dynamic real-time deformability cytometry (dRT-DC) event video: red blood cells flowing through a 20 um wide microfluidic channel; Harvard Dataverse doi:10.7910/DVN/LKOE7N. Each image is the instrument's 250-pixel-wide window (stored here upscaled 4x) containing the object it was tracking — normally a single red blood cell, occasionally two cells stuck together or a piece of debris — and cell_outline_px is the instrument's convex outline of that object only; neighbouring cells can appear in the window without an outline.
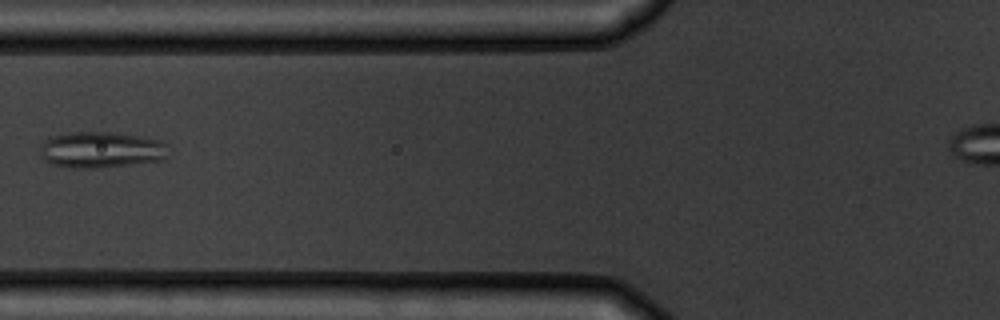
{"species": "common noctule bat (a hibernating species)", "species_latin": "Nyctalus noctula", "temperature_condition": "warm", "stored_images_in_passage": 3, "camera_frame_rate_fps": 3000, "um_per_image_px": 0.085, "animal": {"sex": "male", "body_mass_g": 19.5, "forearm_length_mm": 54.6}, "frame": {"image": 1, "passage_image": 3, "time_ms": 2.333, "image_size_px": [1000, 320], "cell_outline_px": [[168, 156], [160, 160], [96, 168], [72, 168], [52, 164], [44, 160], [40, 156], [40, 144], [44, 140], [52, 136], [72, 132], [108, 132], [136, 136], [160, 140], [164, 144]], "centroid_in_image_um": [8.51, 12.73], "position_along_channel_um": 117.3, "area_um2": 26.76}}